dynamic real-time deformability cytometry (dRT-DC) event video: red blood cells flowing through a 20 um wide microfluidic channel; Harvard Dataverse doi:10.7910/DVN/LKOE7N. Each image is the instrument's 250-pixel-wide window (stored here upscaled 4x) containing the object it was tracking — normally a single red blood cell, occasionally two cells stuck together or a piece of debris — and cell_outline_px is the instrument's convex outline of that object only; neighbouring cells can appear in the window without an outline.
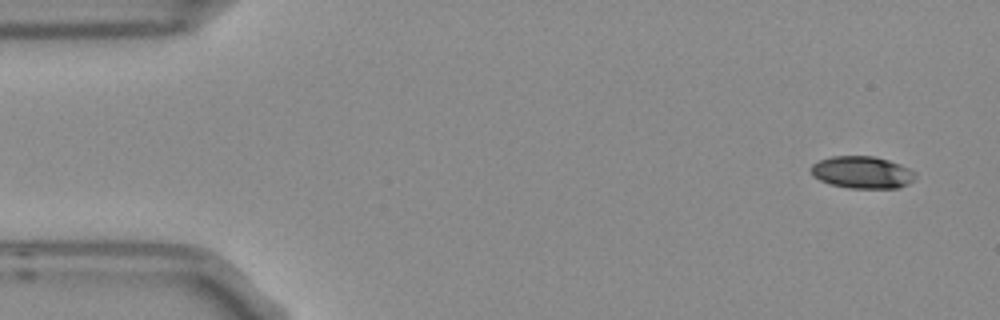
{"species": "Egyptian fruit bat (a non-hibernating species)", "species_latin": "Rousettus aegyptiacus", "temperature_condition": "room temperature", "stored_images_in_passage": 6, "camera_frame_rate_fps": 3000, "um_per_image_px": 0.085, "frame": {"image": 1, "passage_image": 1, "time_ms": 0.0, "image_size_px": [1000, 320], "cell_outline_px": [[916, 176], [908, 184], [896, 188], [848, 188], [828, 184], [812, 176], [812, 164], [820, 160], [832, 156], [872, 156], [888, 160], [900, 164], [908, 168]], "centroid_in_image_um": [73.25, 14.65], "position_along_channel_um": 11.8, "area_um2": 19.42}}
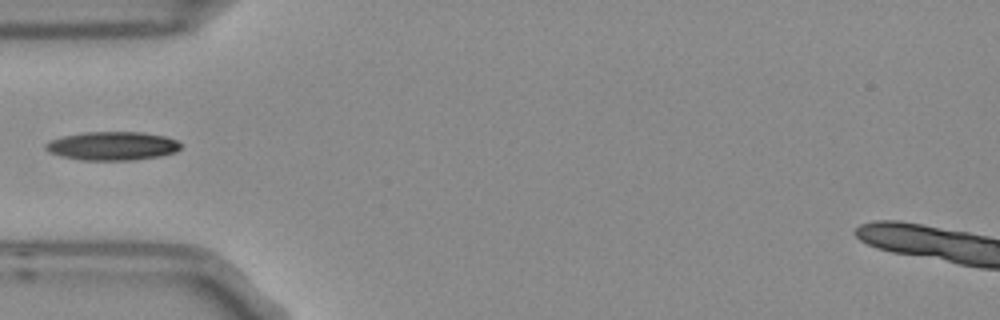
{"frame": {"image": 2, "passage_image": 5, "time_ms": 1.333, "image_size_px": [1000, 320], "cell_outline_px": [[184, 144], [176, 152], [160, 156], [132, 160], [80, 160], [60, 156], [48, 152], [44, 148], [44, 144], [52, 140], [64, 136], [84, 132], [144, 132], [164, 136], [176, 140]], "centroid_in_image_um": [9.56, 12.41], "position_along_channel_um": 75.4, "area_um2": 22.66}}
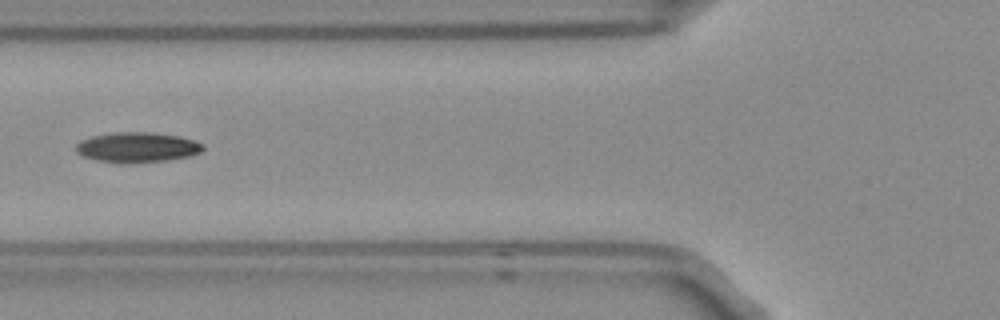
{"frame": {"image": 3, "passage_image": 6, "time_ms": 1.667, "image_size_px": [1000, 320], "cell_outline_px": [[204, 148], [200, 152], [188, 156], [168, 160], [96, 160], [84, 156], [76, 152], [76, 144], [80, 140], [92, 136], [116, 132], [152, 132], [176, 136], [192, 140], [204, 144]], "centroid_in_image_um": [11.66, 12.47], "position_along_channel_um": 114.1, "area_um2": 21.21}}